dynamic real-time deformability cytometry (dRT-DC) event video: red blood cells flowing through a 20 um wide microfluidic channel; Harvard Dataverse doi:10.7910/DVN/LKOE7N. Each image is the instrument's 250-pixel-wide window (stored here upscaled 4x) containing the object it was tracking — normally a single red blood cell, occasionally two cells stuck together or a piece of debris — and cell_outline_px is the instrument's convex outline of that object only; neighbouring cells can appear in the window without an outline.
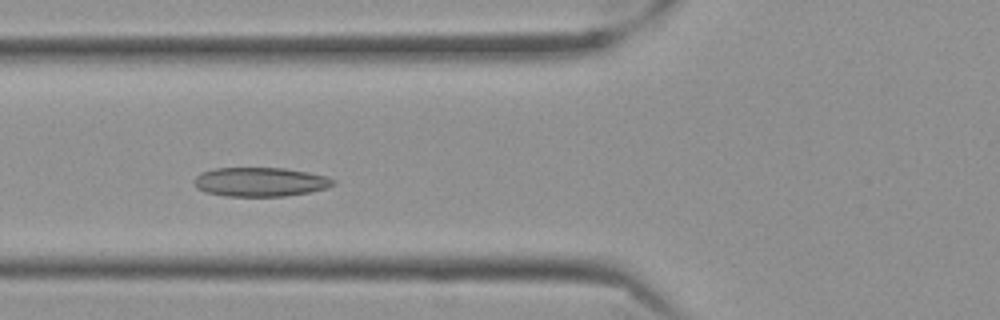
{"species": "Egyptian fruit bat (a non-hibernating species)", "species_latin": "Rousettus aegyptiacus", "temperature_condition": "cold", "stored_images_in_passage": 42, "camera_frame_rate_fps": 3000, "um_per_image_px": 0.085, "frame": {"image": 1, "passage_image": 6, "time_ms": 1.667, "image_size_px": [1000, 320], "cell_outline_px": [[336, 184], [324, 188], [308, 192], [284, 196], [224, 196], [204, 192], [196, 188], [192, 184], [192, 180], [200, 172], [216, 168], [284, 168], [308, 172], [328, 176], [336, 180]], "centroid_in_image_um": [22.07, 15.46], "position_along_channel_um": 103.7, "area_um2": 23.81}}
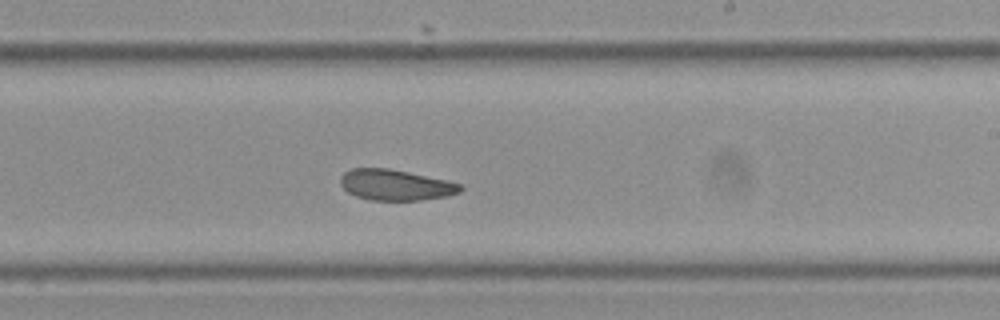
{"frame": {"image": 2, "passage_image": 19, "time_ms": 6.0, "image_size_px": [1000, 320], "cell_outline_px": [[464, 188], [460, 192], [448, 196], [420, 200], [368, 200], [356, 196], [348, 192], [340, 184], [340, 176], [344, 172], [352, 168], [388, 168], [408, 172], [444, 180], [460, 184]], "centroid_in_image_um": [33.59, 15.72], "position_along_channel_um": 255.4, "area_um2": 21.44}}
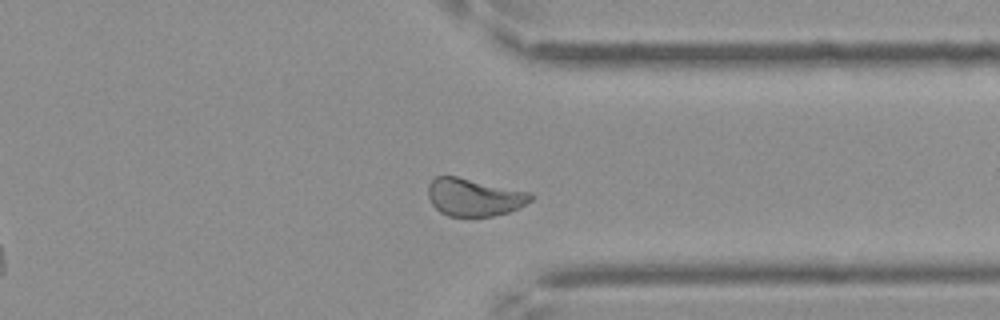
{"frame": {"image": 3, "passage_image": 29, "time_ms": 9.333, "image_size_px": [1000, 320], "cell_outline_px": [[532, 200], [520, 208], [508, 212], [492, 216], [448, 216], [440, 212], [432, 204], [428, 196], [428, 184], [436, 176], [456, 176], [532, 192]], "centroid_in_image_um": [40.31, 16.76], "position_along_channel_um": 371.1, "area_um2": 22.6}, "authors_computed_cell_mechanics": {"area_um2": 22.5998, "velocity_mm_per_s": 3.4957, "shape_relaxation_time_tau1_ms": null, "shape_relaxation_time_tau2_ms": 3.227, "deformation_change_tau1": null, "deformation_change_tau2": 0.0817}}